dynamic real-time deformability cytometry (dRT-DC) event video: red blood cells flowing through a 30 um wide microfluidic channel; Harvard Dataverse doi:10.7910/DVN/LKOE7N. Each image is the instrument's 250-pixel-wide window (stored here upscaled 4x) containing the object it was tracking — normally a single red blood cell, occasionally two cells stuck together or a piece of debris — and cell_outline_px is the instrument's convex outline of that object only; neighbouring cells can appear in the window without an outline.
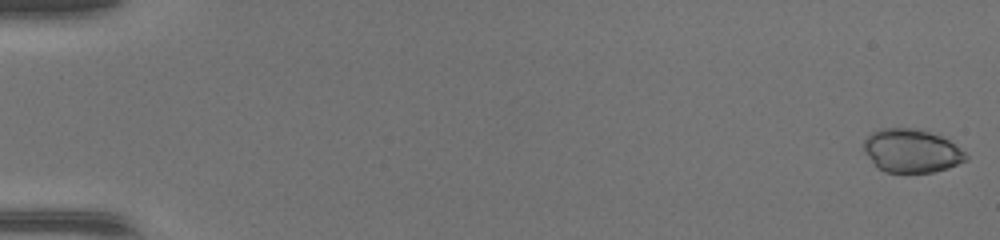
{"species": "common noctule bat (a hibernating species)", "species_latin": "Nyctalus noctula", "temperature_condition": "warm", "stored_images_in_passage": 47, "camera_frame_rate_fps": 3000, "um_per_image_px": 0.085, "animal": {"sex": "female", "body_mass_g": 17.0, "forearm_length_mm": 48.0}, "frame": {"image": 1, "passage_image": 1, "time_ms": 0.0, "image_size_px": [1000, 240], "cell_outline_px": [[968, 160], [948, 168], [932, 172], [884, 172], [868, 156], [864, 148], [864, 140], [872, 132], [880, 128], [916, 128], [940, 136], [948, 140], [964, 152], [968, 156]], "centroid_in_image_um": [77.49, 12.81], "position_along_channel_um": 7.5, "area_um2": 25.49}}
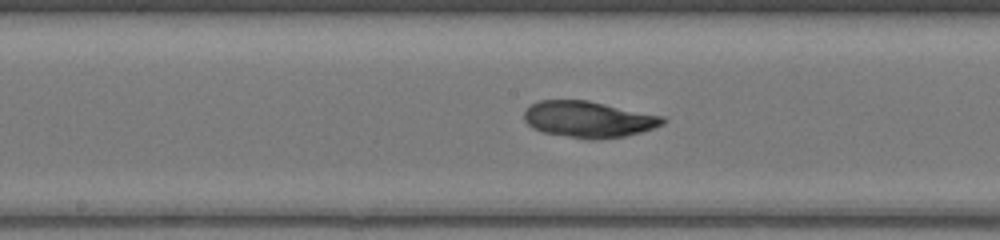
{"frame": {"image": 2, "passage_image": 26, "time_ms": 8.333, "image_size_px": [1000, 240], "cell_outline_px": [[668, 120], [664, 124], [640, 132], [624, 136], [600, 140], [588, 140], [544, 132], [532, 128], [524, 120], [524, 112], [532, 104], [540, 100], [588, 100], [664, 116]], "centroid_in_image_um": [50.05, 10.15], "position_along_channel_um": 198.2, "area_um2": 29.42}}
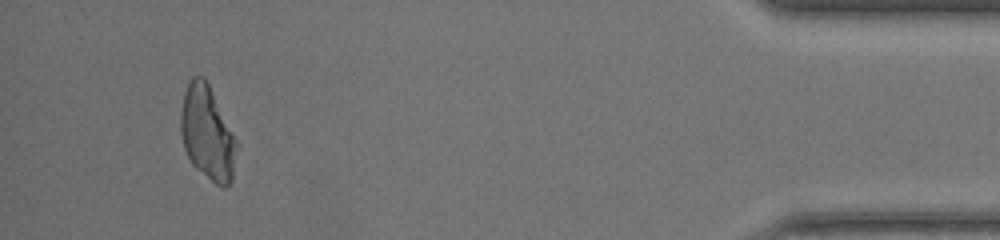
{"frame": {"image": 3, "passage_image": 45, "time_ms": 14.667, "image_size_px": [1000, 240], "cell_outline_px": [[236, 148], [232, 180], [224, 188], [216, 184], [196, 168], [192, 164], [184, 148], [180, 132], [180, 112], [184, 92], [192, 76], [204, 76], [236, 140]], "centroid_in_image_um": [17.59, 11.31], "position_along_channel_um": 417.6, "area_um2": 30.06}}